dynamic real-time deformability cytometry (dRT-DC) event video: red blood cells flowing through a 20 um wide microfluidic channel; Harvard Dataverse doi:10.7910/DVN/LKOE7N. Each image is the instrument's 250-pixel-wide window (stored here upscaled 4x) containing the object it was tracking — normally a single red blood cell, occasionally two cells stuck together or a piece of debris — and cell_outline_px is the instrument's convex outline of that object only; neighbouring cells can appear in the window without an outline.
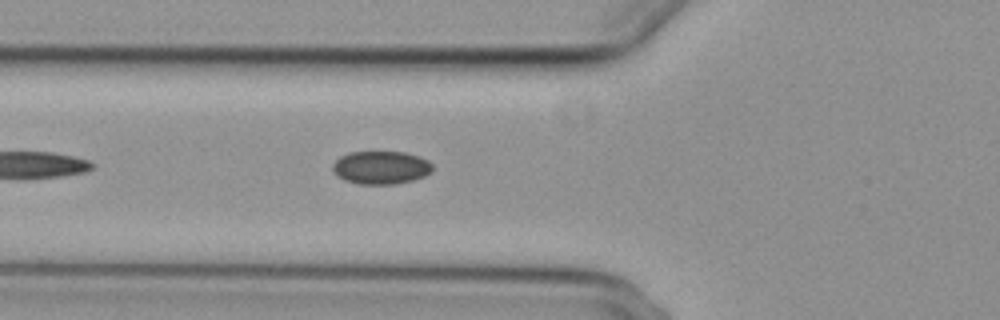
{"species": "common noctule bat (a hibernating species)", "species_latin": "Nyctalus noctula", "temperature_condition": "cold", "stored_images_in_passage": 27, "camera_frame_rate_fps": 3000, "um_per_image_px": 0.085, "animal": {"sex": "female", "body_mass_g": 29.2, "forearm_length_mm": 56.3}, "frame": {"image": 1, "passage_image": 5, "time_ms": 1.333, "image_size_px": [1000, 320], "cell_outline_px": [[432, 172], [424, 176], [412, 180], [396, 184], [356, 184], [344, 180], [336, 176], [332, 172], [332, 164], [340, 156], [348, 152], [404, 152], [428, 160], [432, 164]], "centroid_in_image_um": [32.33, 14.25], "position_along_channel_um": 93.5, "area_um2": 19.42}}
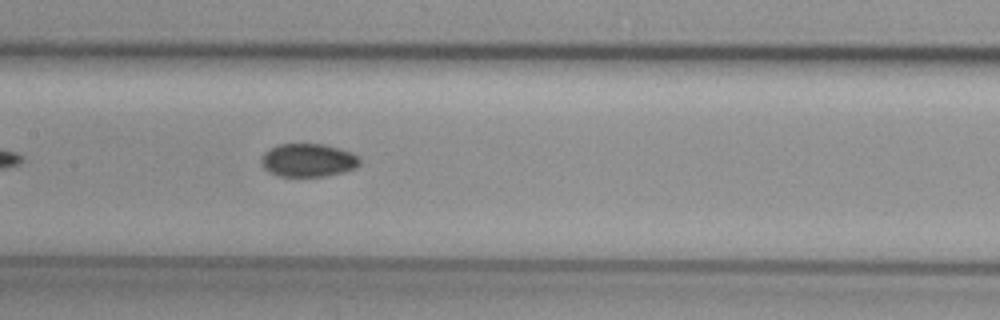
{"frame": {"image": 2, "passage_image": 12, "time_ms": 3.667, "image_size_px": [1000, 320], "cell_outline_px": [[360, 164], [356, 168], [324, 176], [280, 176], [268, 172], [260, 164], [260, 156], [264, 152], [280, 144], [324, 144], [340, 148], [352, 152], [360, 156]], "centroid_in_image_um": [26.19, 13.61], "position_along_channel_um": 181.2, "area_um2": 19.19}}